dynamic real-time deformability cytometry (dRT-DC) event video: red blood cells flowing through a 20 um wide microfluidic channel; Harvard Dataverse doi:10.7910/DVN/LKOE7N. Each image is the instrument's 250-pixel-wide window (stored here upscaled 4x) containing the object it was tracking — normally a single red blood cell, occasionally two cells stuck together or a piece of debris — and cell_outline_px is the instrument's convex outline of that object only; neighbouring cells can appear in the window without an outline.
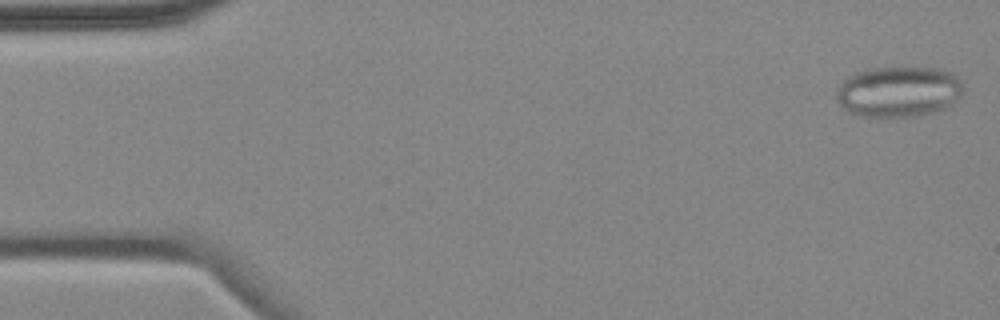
{"species": "common noctule bat (a hibernating species)", "species_latin": "Nyctalus noctula", "temperature_condition": "cold", "stored_images_in_passage": 4, "camera_frame_rate_fps": 3000, "um_per_image_px": 0.085, "animal": {"sex": "female", "body_mass_g": 18.4}, "frame": {"image": 1, "passage_image": 1, "time_ms": 0.0, "image_size_px": [1000, 320], "cell_outline_px": [[960, 96], [956, 100], [944, 108], [936, 112], [916, 116], [864, 116], [848, 112], [836, 100], [836, 88], [844, 80], [856, 72], [876, 68], [940, 68], [956, 76], [960, 84]], "centroid_in_image_um": [76.34, 7.8], "position_along_channel_um": 8.7, "area_um2": 36.99}}